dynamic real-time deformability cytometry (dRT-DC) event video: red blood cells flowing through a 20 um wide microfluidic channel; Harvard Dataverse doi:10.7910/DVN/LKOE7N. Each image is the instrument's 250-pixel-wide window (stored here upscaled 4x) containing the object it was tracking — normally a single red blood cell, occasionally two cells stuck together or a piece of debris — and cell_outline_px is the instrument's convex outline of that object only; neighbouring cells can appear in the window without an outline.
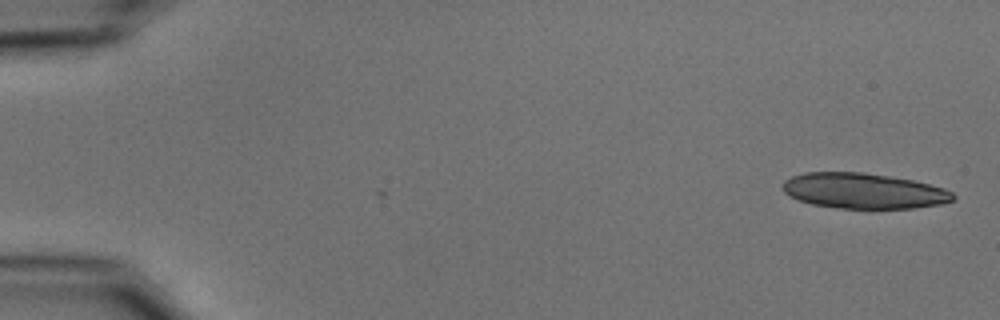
{"species": "common noctule bat (a hibernating species)", "species_latin": "Nyctalus noctula", "temperature_condition": "cold", "stored_images_in_passage": 2, "camera_frame_rate_fps": 3000, "um_per_image_px": 0.085, "animal": {"sex": "male", "body_mass_g": 15.6}, "frame": {"image": 1, "passage_image": 2, "time_ms": 0.333, "image_size_px": [1000, 320], "cell_outline_px": [[956, 196], [952, 200], [940, 204], [912, 208], [840, 208], [812, 204], [800, 200], [784, 192], [784, 180], [792, 176], [804, 172], [864, 172], [912, 180], [944, 188], [952, 192]], "centroid_in_image_um": [73.41, 16.22], "position_along_channel_um": 11.6, "area_um2": 34.85}}